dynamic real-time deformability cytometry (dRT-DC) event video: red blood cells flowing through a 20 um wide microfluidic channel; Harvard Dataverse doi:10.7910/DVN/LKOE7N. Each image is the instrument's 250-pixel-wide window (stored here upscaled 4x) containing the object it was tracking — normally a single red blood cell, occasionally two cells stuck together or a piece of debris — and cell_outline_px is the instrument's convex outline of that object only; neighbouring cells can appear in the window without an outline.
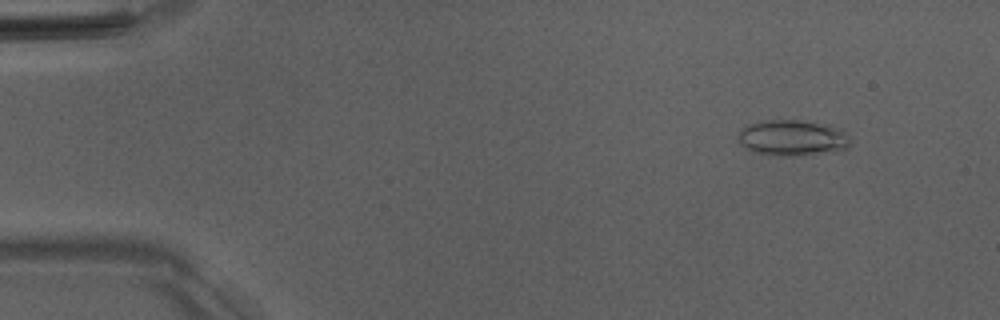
{"species": "Egyptian fruit bat (a non-hibernating species)", "species_latin": "Rousettus aegyptiacus", "temperature_condition": "room temperature", "stored_images_in_passage": 17, "camera_frame_rate_fps": 3000, "um_per_image_px": 0.085, "animal": {"sex": "male"}, "frame": {"image": 1, "passage_image": 6, "time_ms": 1.667, "image_size_px": [1000, 320], "cell_outline_px": [[852, 140], [848, 148], [796, 156], [780, 156], [756, 152], [740, 144], [740, 132], [748, 124], [768, 120], [796, 120], [828, 124], [840, 128]], "centroid_in_image_um": [67.4, 11.71], "position_along_channel_um": 17.6, "area_um2": 23.06}}